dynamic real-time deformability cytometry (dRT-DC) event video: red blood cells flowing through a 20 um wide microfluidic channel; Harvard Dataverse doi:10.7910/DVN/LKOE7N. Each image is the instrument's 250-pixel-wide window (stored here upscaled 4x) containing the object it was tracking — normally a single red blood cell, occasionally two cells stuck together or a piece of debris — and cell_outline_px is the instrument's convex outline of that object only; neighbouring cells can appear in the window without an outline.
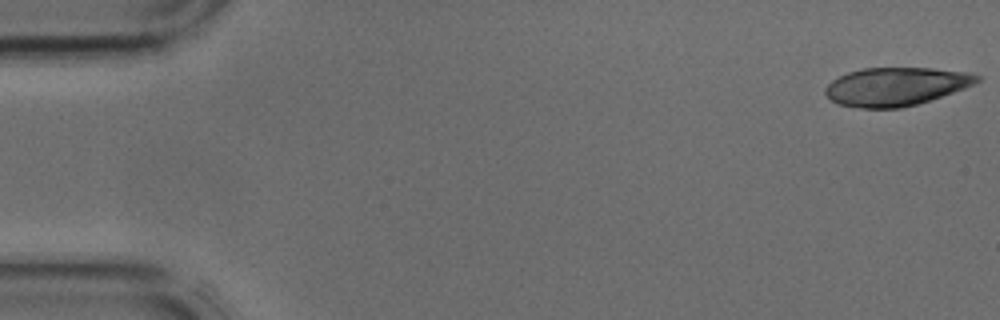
{"species": "common noctule bat (a hibernating species)", "species_latin": "Nyctalus noctula", "temperature_condition": "cold", "stored_images_in_passage": 40, "camera_frame_rate_fps": 3000, "um_per_image_px": 0.085, "animal": {"sex": "male", "body_mass_g": 17.9, "forearm_length_mm": 54.2}, "frame": {"image": 1, "passage_image": 1, "time_ms": 0.0, "image_size_px": [1000, 320], "cell_outline_px": [[980, 80], [964, 88], [916, 104], [900, 108], [860, 108], [836, 104], [824, 92], [824, 88], [832, 80], [848, 72], [860, 68], [932, 68], [968, 72], [980, 76]], "centroid_in_image_um": [76.1, 7.35], "position_along_channel_um": 8.9, "area_um2": 33.64}}